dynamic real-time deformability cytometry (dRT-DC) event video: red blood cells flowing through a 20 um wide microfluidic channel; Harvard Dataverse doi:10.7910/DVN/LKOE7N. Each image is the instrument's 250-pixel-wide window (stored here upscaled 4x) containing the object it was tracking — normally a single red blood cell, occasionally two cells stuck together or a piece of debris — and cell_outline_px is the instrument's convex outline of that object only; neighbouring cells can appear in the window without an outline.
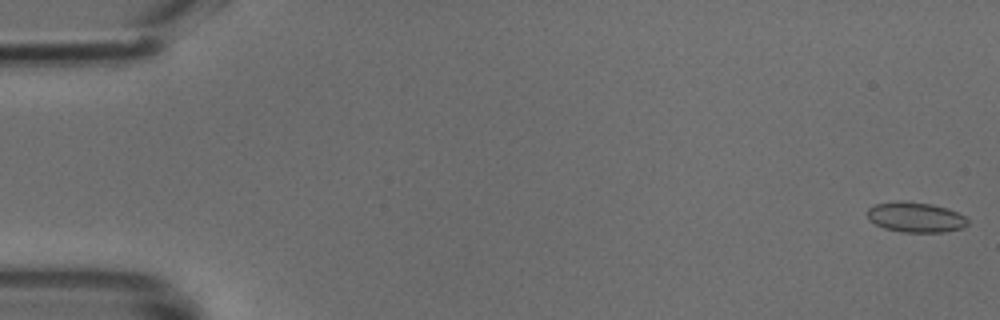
{"species": "common noctule bat (a hibernating species)", "species_latin": "Nyctalus noctula", "temperature_condition": "cold", "stored_images_in_passage": 49, "camera_frame_rate_fps": 3000, "um_per_image_px": 0.085, "animal": {"sex": "male", "body_mass_g": 18.8}, "frame": {"image": 1, "passage_image": 1, "time_ms": 0.0, "image_size_px": [1000, 320], "cell_outline_px": [[968, 224], [964, 228], [944, 232], [900, 232], [884, 228], [868, 220], [868, 208], [876, 204], [900, 200], [904, 200], [932, 204], [948, 208], [964, 216], [968, 220]], "centroid_in_image_um": [77.83, 18.46], "position_along_channel_um": 7.2, "area_um2": 17.8}}
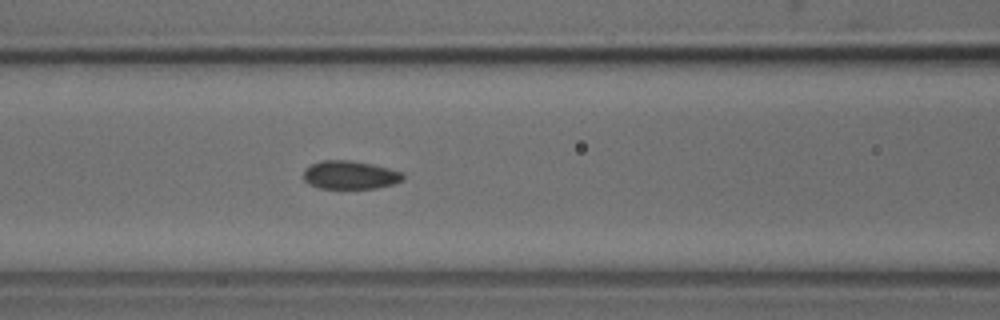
{"frame": {"image": 2, "passage_image": 21, "time_ms": 6.667, "image_size_px": [1000, 320], "cell_outline_px": [[404, 180], [396, 184], [376, 188], [320, 188], [308, 184], [304, 180], [304, 168], [320, 160], [348, 160], [372, 164], [404, 172]], "centroid_in_image_um": [29.78, 14.87], "position_along_channel_um": 136.8, "area_um2": 16.59}}
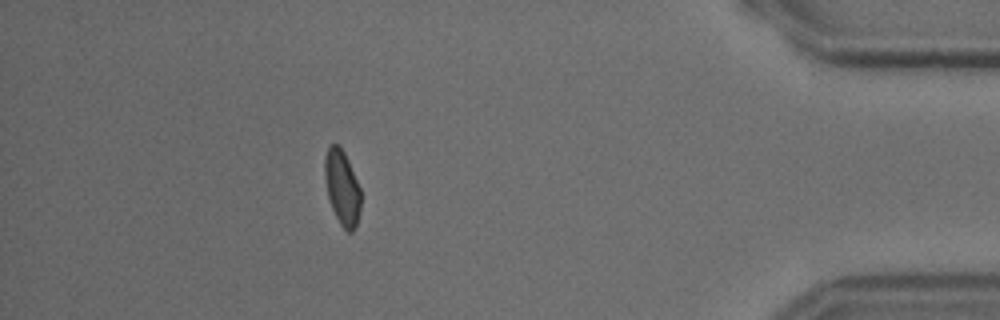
{"frame": {"image": 3, "passage_image": 44, "time_ms": 14.333, "image_size_px": [1000, 320], "cell_outline_px": [[360, 208], [356, 228], [352, 232], [348, 232], [340, 224], [332, 208], [328, 196], [324, 176], [324, 156], [328, 148], [332, 144], [336, 144], [344, 152], [348, 160], [360, 188]], "centroid_in_image_um": [29.07, 15.95], "position_along_channel_um": 406.1, "area_um2": 15.61}}